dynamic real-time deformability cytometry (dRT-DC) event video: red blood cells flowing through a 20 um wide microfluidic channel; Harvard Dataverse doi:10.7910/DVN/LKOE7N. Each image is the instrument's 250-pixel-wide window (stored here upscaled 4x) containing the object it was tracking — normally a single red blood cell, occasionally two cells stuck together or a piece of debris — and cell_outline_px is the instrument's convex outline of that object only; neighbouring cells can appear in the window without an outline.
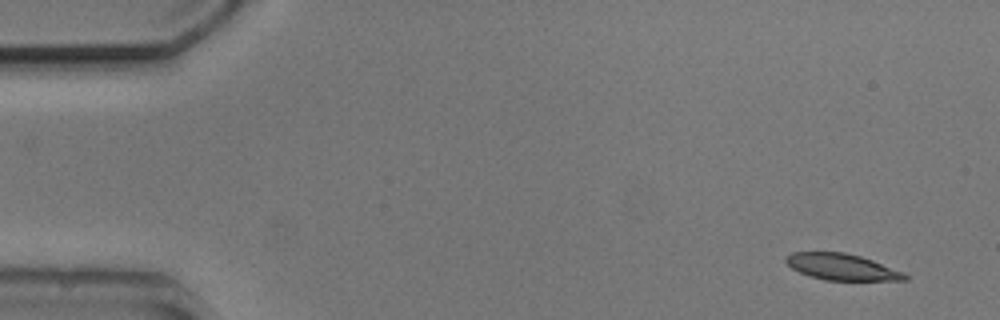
{"species": "common noctule bat (a hibernating species)", "species_latin": "Nyctalus noctula", "temperature_condition": "cold", "stored_images_in_passage": 2, "camera_frame_rate_fps": 3000, "um_per_image_px": 0.085, "animal": {"sex": "male", "body_mass_g": 20.5, "forearm_length_mm": 52.5}, "frame": {"image": 1, "passage_image": 2, "time_ms": 1.333, "image_size_px": [1000, 320], "cell_outline_px": [[908, 280], [824, 280], [800, 272], [792, 268], [784, 260], [784, 256], [792, 252], [844, 252], [860, 256], [872, 260], [904, 272], [908, 276]], "centroid_in_image_um": [71.54, 22.68], "position_along_channel_um": 13.5, "area_um2": 18.15}}